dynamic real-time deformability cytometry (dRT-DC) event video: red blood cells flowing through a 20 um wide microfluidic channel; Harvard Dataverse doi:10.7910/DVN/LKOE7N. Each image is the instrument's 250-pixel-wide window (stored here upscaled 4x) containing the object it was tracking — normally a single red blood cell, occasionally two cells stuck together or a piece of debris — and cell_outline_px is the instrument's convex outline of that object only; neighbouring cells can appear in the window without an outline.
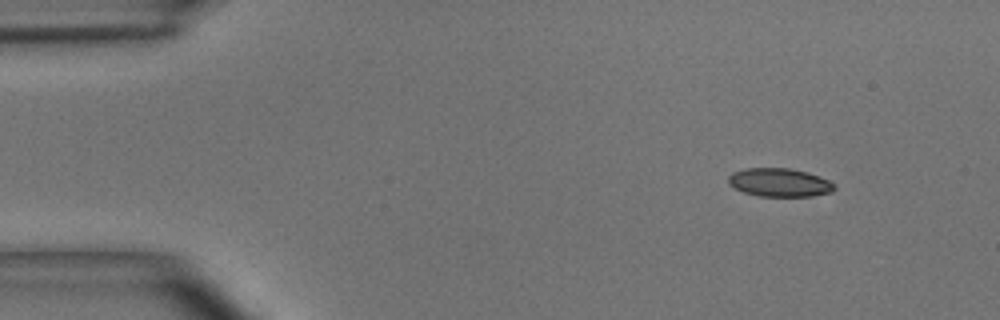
{"species": "common noctule bat (a hibernating species)", "species_latin": "Nyctalus noctula", "temperature_condition": "room temperature", "stored_images_in_passage": 4, "camera_frame_rate_fps": 3000, "um_per_image_px": 0.085, "animal": {"sex": "male", "body_mass_g": 15.6}, "frame": {"image": 1, "passage_image": 1, "time_ms": 0.0, "image_size_px": [1000, 320], "cell_outline_px": [[836, 188], [832, 192], [812, 196], [760, 196], [744, 192], [728, 184], [728, 176], [732, 172], [744, 168], [792, 168], [808, 172], [820, 176], [828, 180]], "centroid_in_image_um": [66.25, 15.5], "position_along_channel_um": 18.8, "area_um2": 17.63}}
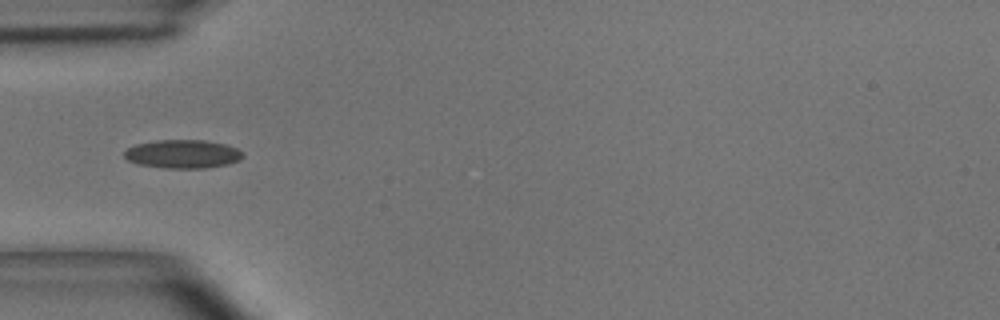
{"frame": {"image": 2, "passage_image": 4, "time_ms": 1.0, "image_size_px": [1000, 320], "cell_outline_px": [[244, 156], [240, 160], [228, 164], [204, 168], [164, 168], [136, 164], [128, 160], [124, 156], [124, 152], [128, 148], [136, 144], [156, 140], [204, 140], [224, 144], [236, 148]], "centroid_in_image_um": [15.51, 13.09], "position_along_channel_um": 69.5, "area_um2": 19.65}}